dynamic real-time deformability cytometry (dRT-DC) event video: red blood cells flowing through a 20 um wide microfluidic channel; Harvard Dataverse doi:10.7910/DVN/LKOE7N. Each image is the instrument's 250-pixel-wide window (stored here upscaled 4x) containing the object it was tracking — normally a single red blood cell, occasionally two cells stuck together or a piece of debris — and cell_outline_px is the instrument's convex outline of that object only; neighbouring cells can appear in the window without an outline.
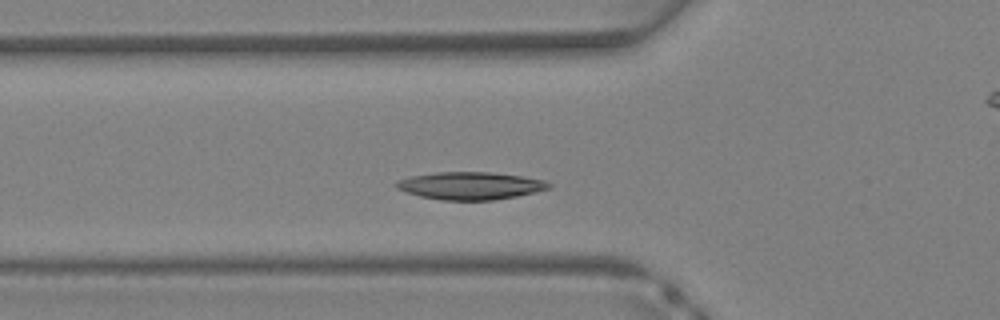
{"species": "Egyptian fruit bat (a non-hibernating species)", "species_latin": "Rousettus aegyptiacus", "temperature_condition": "warm", "stored_images_in_passage": 29, "camera_frame_rate_fps": 3000, "um_per_image_px": 0.085, "animal": {"sex": "female"}, "frame": {"image": 1, "passage_image": 3, "time_ms": 0.667, "image_size_px": [1000, 320], "cell_outline_px": [[552, 188], [536, 192], [516, 196], [492, 200], [440, 200], [420, 196], [396, 188], [396, 180], [412, 176], [436, 172], [492, 172], [524, 176], [544, 180], [552, 184]], "centroid_in_image_um": [40.02, 15.78], "position_along_channel_um": 85.8, "area_um2": 24.57}}
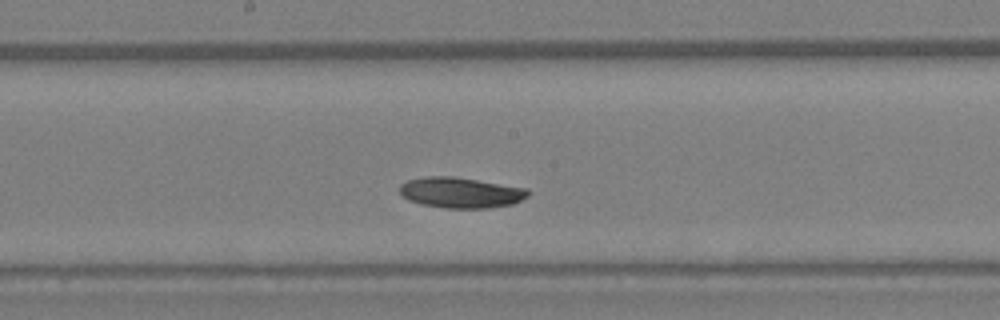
{"frame": {"image": 2, "passage_image": 10, "time_ms": 3.0, "image_size_px": [1000, 320], "cell_outline_px": [[528, 196], [512, 204], [488, 208], [444, 208], [420, 204], [408, 200], [400, 192], [400, 184], [408, 180], [428, 176], [452, 176], [528, 188]], "centroid_in_image_um": [39.15, 16.37], "position_along_channel_um": 209.1, "area_um2": 22.83}}
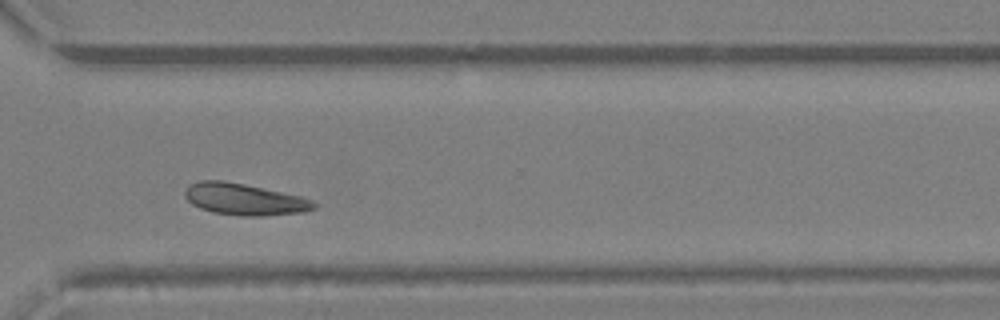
{"frame": {"image": 3, "passage_image": 18, "time_ms": 5.667, "image_size_px": [1000, 320], "cell_outline_px": [[316, 208], [304, 212], [264, 216], [240, 216], [212, 212], [200, 208], [192, 204], [184, 196], [184, 192], [188, 184], [200, 180], [220, 180], [244, 184], [300, 196], [312, 200], [316, 204]], "centroid_in_image_um": [20.74, 16.94], "position_along_channel_um": 349.9, "area_um2": 23.81}}